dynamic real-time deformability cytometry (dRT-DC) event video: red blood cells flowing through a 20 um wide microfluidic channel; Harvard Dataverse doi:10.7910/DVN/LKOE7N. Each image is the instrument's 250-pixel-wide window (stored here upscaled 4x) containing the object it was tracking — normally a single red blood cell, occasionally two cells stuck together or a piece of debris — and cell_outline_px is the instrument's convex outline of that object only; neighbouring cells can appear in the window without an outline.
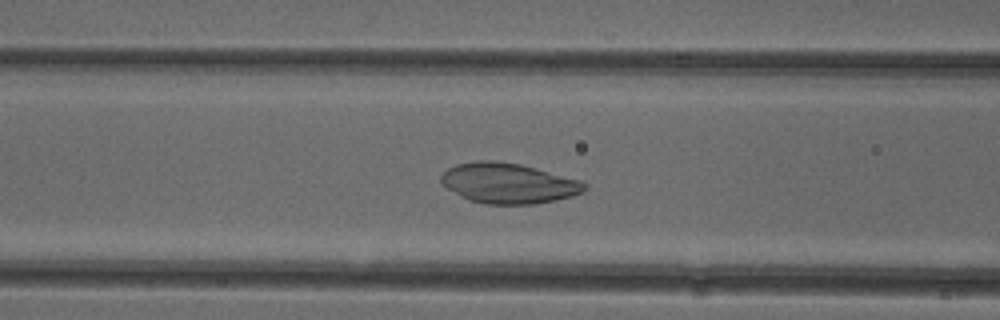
{"species": "common noctule bat (a hibernating species)", "species_latin": "Nyctalus noctula", "temperature_condition": "cold", "stored_images_in_passage": 52, "camera_frame_rate_fps": 3000, "um_per_image_px": 0.085, "animal": {"sex": "female"}, "frame": {"image": 1, "passage_image": 21, "time_ms": 6.667, "image_size_px": [1000, 320], "cell_outline_px": [[588, 188], [572, 196], [556, 200], [536, 204], [484, 204], [468, 200], [460, 196], [440, 184], [440, 176], [448, 168], [456, 164], [480, 160], [492, 160], [520, 164], [580, 180], [588, 184]], "centroid_in_image_um": [43.18, 15.58], "position_along_channel_um": 123.4, "area_um2": 33.81}}
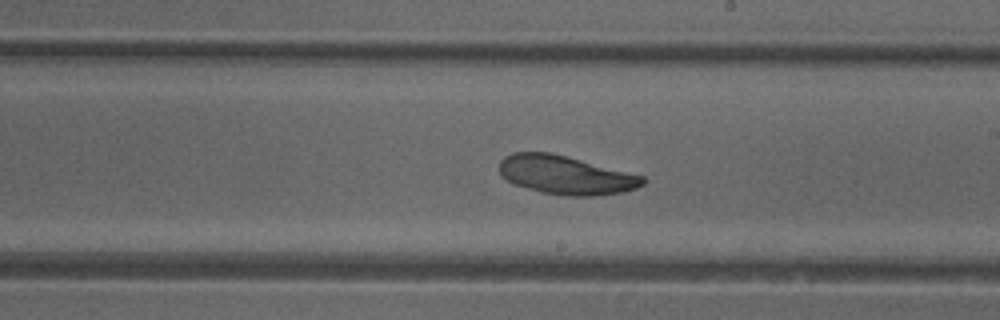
{"frame": {"image": 2, "passage_image": 30, "time_ms": 9.667, "image_size_px": [1000, 320], "cell_outline_px": [[648, 180], [644, 184], [636, 188], [624, 192], [592, 196], [568, 196], [540, 192], [512, 184], [500, 176], [500, 160], [504, 156], [512, 152], [552, 152], [644, 176]], "centroid_in_image_um": [48.07, 14.88], "position_along_channel_um": 240.9, "area_um2": 32.66}}
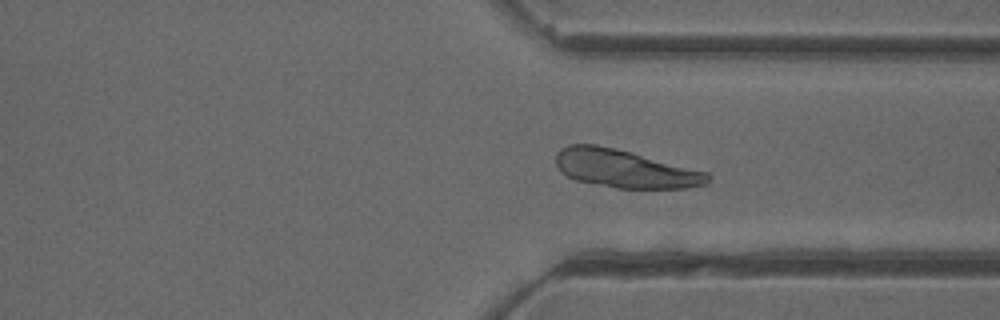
{"frame": {"image": 3, "passage_image": 39, "time_ms": 12.667, "image_size_px": [1000, 320], "cell_outline_px": [[712, 176], [708, 184], [688, 188], [616, 188], [576, 180], [560, 172], [556, 164], [556, 152], [560, 148], [568, 144], [596, 144], [616, 148], [632, 152], [708, 172]], "centroid_in_image_um": [53.13, 14.33], "position_along_channel_um": 358.3, "area_um2": 33.93}}